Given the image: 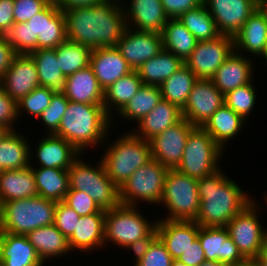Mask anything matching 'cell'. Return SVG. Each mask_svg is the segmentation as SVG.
<instances>
[{
    "label": "cell",
    "mask_w": 267,
    "mask_h": 266,
    "mask_svg": "<svg viewBox=\"0 0 267 266\" xmlns=\"http://www.w3.org/2000/svg\"><path fill=\"white\" fill-rule=\"evenodd\" d=\"M197 41L212 40L220 36L216 23L204 3L177 18Z\"/></svg>",
    "instance_id": "60d3db41"
},
{
    "label": "cell",
    "mask_w": 267,
    "mask_h": 266,
    "mask_svg": "<svg viewBox=\"0 0 267 266\" xmlns=\"http://www.w3.org/2000/svg\"><path fill=\"white\" fill-rule=\"evenodd\" d=\"M17 53L8 43L4 35H0V80L4 73L10 68Z\"/></svg>",
    "instance_id": "11a10c76"
},
{
    "label": "cell",
    "mask_w": 267,
    "mask_h": 266,
    "mask_svg": "<svg viewBox=\"0 0 267 266\" xmlns=\"http://www.w3.org/2000/svg\"><path fill=\"white\" fill-rule=\"evenodd\" d=\"M161 2L169 19L179 18L188 10L203 4V0H161Z\"/></svg>",
    "instance_id": "f5cc1de1"
},
{
    "label": "cell",
    "mask_w": 267,
    "mask_h": 266,
    "mask_svg": "<svg viewBox=\"0 0 267 266\" xmlns=\"http://www.w3.org/2000/svg\"><path fill=\"white\" fill-rule=\"evenodd\" d=\"M143 83L136 70L121 77L104 91V109L111 118L112 128L117 114L125 104L138 92ZM112 113V114H111ZM115 113V114H114ZM114 119V120H113Z\"/></svg>",
    "instance_id": "836d02e7"
},
{
    "label": "cell",
    "mask_w": 267,
    "mask_h": 266,
    "mask_svg": "<svg viewBox=\"0 0 267 266\" xmlns=\"http://www.w3.org/2000/svg\"><path fill=\"white\" fill-rule=\"evenodd\" d=\"M195 128L185 118L150 140L152 159L168 169L180 164L188 135Z\"/></svg>",
    "instance_id": "5bb4252c"
},
{
    "label": "cell",
    "mask_w": 267,
    "mask_h": 266,
    "mask_svg": "<svg viewBox=\"0 0 267 266\" xmlns=\"http://www.w3.org/2000/svg\"><path fill=\"white\" fill-rule=\"evenodd\" d=\"M63 201L79 216L98 213L101 210L90 196L79 190H69Z\"/></svg>",
    "instance_id": "681fc988"
},
{
    "label": "cell",
    "mask_w": 267,
    "mask_h": 266,
    "mask_svg": "<svg viewBox=\"0 0 267 266\" xmlns=\"http://www.w3.org/2000/svg\"><path fill=\"white\" fill-rule=\"evenodd\" d=\"M32 31V52L56 48L67 40L65 15L53 1L27 21Z\"/></svg>",
    "instance_id": "4fadbf2b"
},
{
    "label": "cell",
    "mask_w": 267,
    "mask_h": 266,
    "mask_svg": "<svg viewBox=\"0 0 267 266\" xmlns=\"http://www.w3.org/2000/svg\"><path fill=\"white\" fill-rule=\"evenodd\" d=\"M17 119L19 120L17 102L0 87V125L10 131L18 130L15 128Z\"/></svg>",
    "instance_id": "f907efd6"
},
{
    "label": "cell",
    "mask_w": 267,
    "mask_h": 266,
    "mask_svg": "<svg viewBox=\"0 0 267 266\" xmlns=\"http://www.w3.org/2000/svg\"><path fill=\"white\" fill-rule=\"evenodd\" d=\"M80 216L64 201H58L55 209L54 225L68 239L76 229Z\"/></svg>",
    "instance_id": "c3c4849f"
},
{
    "label": "cell",
    "mask_w": 267,
    "mask_h": 266,
    "mask_svg": "<svg viewBox=\"0 0 267 266\" xmlns=\"http://www.w3.org/2000/svg\"><path fill=\"white\" fill-rule=\"evenodd\" d=\"M182 118V110L177 105L161 99L156 107L130 130L139 138L150 141Z\"/></svg>",
    "instance_id": "4316f807"
},
{
    "label": "cell",
    "mask_w": 267,
    "mask_h": 266,
    "mask_svg": "<svg viewBox=\"0 0 267 266\" xmlns=\"http://www.w3.org/2000/svg\"><path fill=\"white\" fill-rule=\"evenodd\" d=\"M257 203L254 198L225 226L229 237L246 260L255 259L267 247V228L259 218L262 211Z\"/></svg>",
    "instance_id": "8fae6325"
},
{
    "label": "cell",
    "mask_w": 267,
    "mask_h": 266,
    "mask_svg": "<svg viewBox=\"0 0 267 266\" xmlns=\"http://www.w3.org/2000/svg\"><path fill=\"white\" fill-rule=\"evenodd\" d=\"M224 104V95L211 79H198L182 110V117L195 127H202Z\"/></svg>",
    "instance_id": "9a60e30c"
},
{
    "label": "cell",
    "mask_w": 267,
    "mask_h": 266,
    "mask_svg": "<svg viewBox=\"0 0 267 266\" xmlns=\"http://www.w3.org/2000/svg\"><path fill=\"white\" fill-rule=\"evenodd\" d=\"M159 205H164L167 214L162 220L195 221L200 207L198 180L169 169L164 182ZM166 206V207H165Z\"/></svg>",
    "instance_id": "ba28073f"
},
{
    "label": "cell",
    "mask_w": 267,
    "mask_h": 266,
    "mask_svg": "<svg viewBox=\"0 0 267 266\" xmlns=\"http://www.w3.org/2000/svg\"><path fill=\"white\" fill-rule=\"evenodd\" d=\"M69 100L64 94H54L50 105L42 112L37 120H41L45 126L46 134H54L60 125L61 119L65 114Z\"/></svg>",
    "instance_id": "bcb514c9"
},
{
    "label": "cell",
    "mask_w": 267,
    "mask_h": 266,
    "mask_svg": "<svg viewBox=\"0 0 267 266\" xmlns=\"http://www.w3.org/2000/svg\"><path fill=\"white\" fill-rule=\"evenodd\" d=\"M39 86L37 68L29 54H17L0 80V87L16 102Z\"/></svg>",
    "instance_id": "ac0fdd59"
},
{
    "label": "cell",
    "mask_w": 267,
    "mask_h": 266,
    "mask_svg": "<svg viewBox=\"0 0 267 266\" xmlns=\"http://www.w3.org/2000/svg\"><path fill=\"white\" fill-rule=\"evenodd\" d=\"M161 34L163 48L184 62L195 49L197 43L195 36L177 18L168 19Z\"/></svg>",
    "instance_id": "74e56055"
},
{
    "label": "cell",
    "mask_w": 267,
    "mask_h": 266,
    "mask_svg": "<svg viewBox=\"0 0 267 266\" xmlns=\"http://www.w3.org/2000/svg\"><path fill=\"white\" fill-rule=\"evenodd\" d=\"M253 62L252 58L233 51L217 69L211 80L217 89L225 95L254 79V66L256 65Z\"/></svg>",
    "instance_id": "7402d4cb"
},
{
    "label": "cell",
    "mask_w": 267,
    "mask_h": 266,
    "mask_svg": "<svg viewBox=\"0 0 267 266\" xmlns=\"http://www.w3.org/2000/svg\"><path fill=\"white\" fill-rule=\"evenodd\" d=\"M141 215L136 206L120 204L106 210L104 220V248L109 243L132 252L141 248L154 235L157 218L153 221ZM152 221V222H151Z\"/></svg>",
    "instance_id": "277c9868"
},
{
    "label": "cell",
    "mask_w": 267,
    "mask_h": 266,
    "mask_svg": "<svg viewBox=\"0 0 267 266\" xmlns=\"http://www.w3.org/2000/svg\"><path fill=\"white\" fill-rule=\"evenodd\" d=\"M90 66L104 91L133 71L116 47L92 49Z\"/></svg>",
    "instance_id": "cb8c5ba5"
},
{
    "label": "cell",
    "mask_w": 267,
    "mask_h": 266,
    "mask_svg": "<svg viewBox=\"0 0 267 266\" xmlns=\"http://www.w3.org/2000/svg\"><path fill=\"white\" fill-rule=\"evenodd\" d=\"M38 196L32 167L0 172L1 204Z\"/></svg>",
    "instance_id": "1f68e13d"
},
{
    "label": "cell",
    "mask_w": 267,
    "mask_h": 266,
    "mask_svg": "<svg viewBox=\"0 0 267 266\" xmlns=\"http://www.w3.org/2000/svg\"><path fill=\"white\" fill-rule=\"evenodd\" d=\"M260 58H262V60L265 59V62H266V64H267V41H266V43H265V48H264L263 53H262V55L260 56ZM263 58H264V59H263Z\"/></svg>",
    "instance_id": "e7e4bbea"
},
{
    "label": "cell",
    "mask_w": 267,
    "mask_h": 266,
    "mask_svg": "<svg viewBox=\"0 0 267 266\" xmlns=\"http://www.w3.org/2000/svg\"><path fill=\"white\" fill-rule=\"evenodd\" d=\"M233 51V37L220 35L212 40L197 41L184 63L198 79H211Z\"/></svg>",
    "instance_id": "7c38bea8"
},
{
    "label": "cell",
    "mask_w": 267,
    "mask_h": 266,
    "mask_svg": "<svg viewBox=\"0 0 267 266\" xmlns=\"http://www.w3.org/2000/svg\"><path fill=\"white\" fill-rule=\"evenodd\" d=\"M221 35L234 37L257 9V0H203Z\"/></svg>",
    "instance_id": "e0dca14e"
},
{
    "label": "cell",
    "mask_w": 267,
    "mask_h": 266,
    "mask_svg": "<svg viewBox=\"0 0 267 266\" xmlns=\"http://www.w3.org/2000/svg\"><path fill=\"white\" fill-rule=\"evenodd\" d=\"M246 123L247 120H244L230 107L223 104L211 115L202 128L225 151L229 142L233 141L232 138H236L237 135L239 137L240 132H243L245 126H247Z\"/></svg>",
    "instance_id": "f546056e"
},
{
    "label": "cell",
    "mask_w": 267,
    "mask_h": 266,
    "mask_svg": "<svg viewBox=\"0 0 267 266\" xmlns=\"http://www.w3.org/2000/svg\"><path fill=\"white\" fill-rule=\"evenodd\" d=\"M198 238L206 261H220L229 266H236L246 260L229 237L226 227L199 226Z\"/></svg>",
    "instance_id": "ffe728a7"
},
{
    "label": "cell",
    "mask_w": 267,
    "mask_h": 266,
    "mask_svg": "<svg viewBox=\"0 0 267 266\" xmlns=\"http://www.w3.org/2000/svg\"><path fill=\"white\" fill-rule=\"evenodd\" d=\"M51 0H13L14 23H25L39 13Z\"/></svg>",
    "instance_id": "816d5d0a"
},
{
    "label": "cell",
    "mask_w": 267,
    "mask_h": 266,
    "mask_svg": "<svg viewBox=\"0 0 267 266\" xmlns=\"http://www.w3.org/2000/svg\"><path fill=\"white\" fill-rule=\"evenodd\" d=\"M197 80L186 65L182 66L160 85L162 99L182 109Z\"/></svg>",
    "instance_id": "ab89813d"
},
{
    "label": "cell",
    "mask_w": 267,
    "mask_h": 266,
    "mask_svg": "<svg viewBox=\"0 0 267 266\" xmlns=\"http://www.w3.org/2000/svg\"><path fill=\"white\" fill-rule=\"evenodd\" d=\"M60 70L65 77L90 65L92 49L77 42L66 40L55 48Z\"/></svg>",
    "instance_id": "b9f144b4"
},
{
    "label": "cell",
    "mask_w": 267,
    "mask_h": 266,
    "mask_svg": "<svg viewBox=\"0 0 267 266\" xmlns=\"http://www.w3.org/2000/svg\"><path fill=\"white\" fill-rule=\"evenodd\" d=\"M111 126V118L103 104H83L69 101L55 135L64 138L81 154L104 144Z\"/></svg>",
    "instance_id": "3957f363"
},
{
    "label": "cell",
    "mask_w": 267,
    "mask_h": 266,
    "mask_svg": "<svg viewBox=\"0 0 267 266\" xmlns=\"http://www.w3.org/2000/svg\"><path fill=\"white\" fill-rule=\"evenodd\" d=\"M34 161L30 166L35 178L38 196L56 202L63 201L69 191L68 170L58 168L35 167Z\"/></svg>",
    "instance_id": "8d00e7d4"
},
{
    "label": "cell",
    "mask_w": 267,
    "mask_h": 266,
    "mask_svg": "<svg viewBox=\"0 0 267 266\" xmlns=\"http://www.w3.org/2000/svg\"><path fill=\"white\" fill-rule=\"evenodd\" d=\"M168 168L154 159L137 169L119 188L120 203L139 207V203L159 205Z\"/></svg>",
    "instance_id": "30bf717a"
},
{
    "label": "cell",
    "mask_w": 267,
    "mask_h": 266,
    "mask_svg": "<svg viewBox=\"0 0 267 266\" xmlns=\"http://www.w3.org/2000/svg\"><path fill=\"white\" fill-rule=\"evenodd\" d=\"M236 266H258L256 261L254 259L245 260L241 264H238Z\"/></svg>",
    "instance_id": "6125c7cd"
},
{
    "label": "cell",
    "mask_w": 267,
    "mask_h": 266,
    "mask_svg": "<svg viewBox=\"0 0 267 266\" xmlns=\"http://www.w3.org/2000/svg\"><path fill=\"white\" fill-rule=\"evenodd\" d=\"M111 131L106 136L107 146L101 160L110 180L120 188L137 169L152 160L151 146L150 141L139 138L131 130L108 142Z\"/></svg>",
    "instance_id": "5b68a950"
},
{
    "label": "cell",
    "mask_w": 267,
    "mask_h": 266,
    "mask_svg": "<svg viewBox=\"0 0 267 266\" xmlns=\"http://www.w3.org/2000/svg\"><path fill=\"white\" fill-rule=\"evenodd\" d=\"M4 36L17 54L32 52V31L27 22L14 23Z\"/></svg>",
    "instance_id": "7dc6e473"
},
{
    "label": "cell",
    "mask_w": 267,
    "mask_h": 266,
    "mask_svg": "<svg viewBox=\"0 0 267 266\" xmlns=\"http://www.w3.org/2000/svg\"><path fill=\"white\" fill-rule=\"evenodd\" d=\"M27 237L44 264L72 252L68 239L54 224L37 228L31 231Z\"/></svg>",
    "instance_id": "d6a6232c"
},
{
    "label": "cell",
    "mask_w": 267,
    "mask_h": 266,
    "mask_svg": "<svg viewBox=\"0 0 267 266\" xmlns=\"http://www.w3.org/2000/svg\"><path fill=\"white\" fill-rule=\"evenodd\" d=\"M42 138L39 136L35 141L34 152L30 153V161L35 160L36 167L58 168L67 170L71 164L81 156V153L64 138L55 134H46Z\"/></svg>",
    "instance_id": "d6986e66"
},
{
    "label": "cell",
    "mask_w": 267,
    "mask_h": 266,
    "mask_svg": "<svg viewBox=\"0 0 267 266\" xmlns=\"http://www.w3.org/2000/svg\"><path fill=\"white\" fill-rule=\"evenodd\" d=\"M155 235L162 241L172 259H178L198 238L199 225L195 221L157 219Z\"/></svg>",
    "instance_id": "603a6c76"
},
{
    "label": "cell",
    "mask_w": 267,
    "mask_h": 266,
    "mask_svg": "<svg viewBox=\"0 0 267 266\" xmlns=\"http://www.w3.org/2000/svg\"><path fill=\"white\" fill-rule=\"evenodd\" d=\"M224 153L202 127H195L188 135L182 160L176 170L191 178L201 179L221 168L219 165Z\"/></svg>",
    "instance_id": "9c48e42d"
},
{
    "label": "cell",
    "mask_w": 267,
    "mask_h": 266,
    "mask_svg": "<svg viewBox=\"0 0 267 266\" xmlns=\"http://www.w3.org/2000/svg\"><path fill=\"white\" fill-rule=\"evenodd\" d=\"M83 160L82 154L67 169L69 190H79L90 196L104 210L118 207L119 188L110 180L102 160L95 166Z\"/></svg>",
    "instance_id": "52a82bcc"
},
{
    "label": "cell",
    "mask_w": 267,
    "mask_h": 266,
    "mask_svg": "<svg viewBox=\"0 0 267 266\" xmlns=\"http://www.w3.org/2000/svg\"><path fill=\"white\" fill-rule=\"evenodd\" d=\"M106 210L80 216L74 233L68 238L71 251L90 253L95 249L104 248V220Z\"/></svg>",
    "instance_id": "d4e9b609"
},
{
    "label": "cell",
    "mask_w": 267,
    "mask_h": 266,
    "mask_svg": "<svg viewBox=\"0 0 267 266\" xmlns=\"http://www.w3.org/2000/svg\"><path fill=\"white\" fill-rule=\"evenodd\" d=\"M104 0H53L54 4L62 11L77 7H91Z\"/></svg>",
    "instance_id": "6f0895ef"
},
{
    "label": "cell",
    "mask_w": 267,
    "mask_h": 266,
    "mask_svg": "<svg viewBox=\"0 0 267 266\" xmlns=\"http://www.w3.org/2000/svg\"><path fill=\"white\" fill-rule=\"evenodd\" d=\"M222 170L198 179L200 207L195 222L201 227H225L255 198Z\"/></svg>",
    "instance_id": "7a4b0ae2"
},
{
    "label": "cell",
    "mask_w": 267,
    "mask_h": 266,
    "mask_svg": "<svg viewBox=\"0 0 267 266\" xmlns=\"http://www.w3.org/2000/svg\"><path fill=\"white\" fill-rule=\"evenodd\" d=\"M178 260L186 266H198L200 263L206 261L204 250L201 247L199 238L190 244Z\"/></svg>",
    "instance_id": "db71d44e"
},
{
    "label": "cell",
    "mask_w": 267,
    "mask_h": 266,
    "mask_svg": "<svg viewBox=\"0 0 267 266\" xmlns=\"http://www.w3.org/2000/svg\"><path fill=\"white\" fill-rule=\"evenodd\" d=\"M64 95L72 102L83 104L104 103V90L101 88L90 65L66 77Z\"/></svg>",
    "instance_id": "83f0119b"
},
{
    "label": "cell",
    "mask_w": 267,
    "mask_h": 266,
    "mask_svg": "<svg viewBox=\"0 0 267 266\" xmlns=\"http://www.w3.org/2000/svg\"><path fill=\"white\" fill-rule=\"evenodd\" d=\"M0 262L4 266H45L27 235L0 231Z\"/></svg>",
    "instance_id": "484cf974"
},
{
    "label": "cell",
    "mask_w": 267,
    "mask_h": 266,
    "mask_svg": "<svg viewBox=\"0 0 267 266\" xmlns=\"http://www.w3.org/2000/svg\"><path fill=\"white\" fill-rule=\"evenodd\" d=\"M14 130L0 140V172L20 170L30 166V153L33 147L29 137ZM31 145V146H30Z\"/></svg>",
    "instance_id": "4dcf8cb0"
},
{
    "label": "cell",
    "mask_w": 267,
    "mask_h": 266,
    "mask_svg": "<svg viewBox=\"0 0 267 266\" xmlns=\"http://www.w3.org/2000/svg\"><path fill=\"white\" fill-rule=\"evenodd\" d=\"M13 0H0V35H5L14 24Z\"/></svg>",
    "instance_id": "9f6ffc18"
},
{
    "label": "cell",
    "mask_w": 267,
    "mask_h": 266,
    "mask_svg": "<svg viewBox=\"0 0 267 266\" xmlns=\"http://www.w3.org/2000/svg\"><path fill=\"white\" fill-rule=\"evenodd\" d=\"M162 99L160 86L142 85L138 92L117 113L120 120L135 123L148 115Z\"/></svg>",
    "instance_id": "f35d334b"
},
{
    "label": "cell",
    "mask_w": 267,
    "mask_h": 266,
    "mask_svg": "<svg viewBox=\"0 0 267 266\" xmlns=\"http://www.w3.org/2000/svg\"><path fill=\"white\" fill-rule=\"evenodd\" d=\"M116 48L132 70H137L164 49L162 34L126 27Z\"/></svg>",
    "instance_id": "2e32d148"
},
{
    "label": "cell",
    "mask_w": 267,
    "mask_h": 266,
    "mask_svg": "<svg viewBox=\"0 0 267 266\" xmlns=\"http://www.w3.org/2000/svg\"><path fill=\"white\" fill-rule=\"evenodd\" d=\"M253 81L254 79L250 83L237 87L224 95V104L244 120L248 119L249 115H252V111L257 104L258 92Z\"/></svg>",
    "instance_id": "ee69618b"
},
{
    "label": "cell",
    "mask_w": 267,
    "mask_h": 266,
    "mask_svg": "<svg viewBox=\"0 0 267 266\" xmlns=\"http://www.w3.org/2000/svg\"><path fill=\"white\" fill-rule=\"evenodd\" d=\"M184 65L185 63L181 58L162 49L155 57L144 62L136 71L143 85L160 86Z\"/></svg>",
    "instance_id": "d590c367"
},
{
    "label": "cell",
    "mask_w": 267,
    "mask_h": 266,
    "mask_svg": "<svg viewBox=\"0 0 267 266\" xmlns=\"http://www.w3.org/2000/svg\"><path fill=\"white\" fill-rule=\"evenodd\" d=\"M257 10L267 21V0H257Z\"/></svg>",
    "instance_id": "680465c9"
},
{
    "label": "cell",
    "mask_w": 267,
    "mask_h": 266,
    "mask_svg": "<svg viewBox=\"0 0 267 266\" xmlns=\"http://www.w3.org/2000/svg\"><path fill=\"white\" fill-rule=\"evenodd\" d=\"M233 39L235 52L259 58L267 41V21L256 9Z\"/></svg>",
    "instance_id": "f1b7e54d"
},
{
    "label": "cell",
    "mask_w": 267,
    "mask_h": 266,
    "mask_svg": "<svg viewBox=\"0 0 267 266\" xmlns=\"http://www.w3.org/2000/svg\"><path fill=\"white\" fill-rule=\"evenodd\" d=\"M171 266H186L184 263L180 262L178 259H173Z\"/></svg>",
    "instance_id": "03108f58"
},
{
    "label": "cell",
    "mask_w": 267,
    "mask_h": 266,
    "mask_svg": "<svg viewBox=\"0 0 267 266\" xmlns=\"http://www.w3.org/2000/svg\"><path fill=\"white\" fill-rule=\"evenodd\" d=\"M9 129L4 125H0V140L9 133Z\"/></svg>",
    "instance_id": "be15d7a7"
},
{
    "label": "cell",
    "mask_w": 267,
    "mask_h": 266,
    "mask_svg": "<svg viewBox=\"0 0 267 266\" xmlns=\"http://www.w3.org/2000/svg\"><path fill=\"white\" fill-rule=\"evenodd\" d=\"M198 266H229V265L222 263L220 261H204L203 263H200Z\"/></svg>",
    "instance_id": "94428289"
},
{
    "label": "cell",
    "mask_w": 267,
    "mask_h": 266,
    "mask_svg": "<svg viewBox=\"0 0 267 266\" xmlns=\"http://www.w3.org/2000/svg\"><path fill=\"white\" fill-rule=\"evenodd\" d=\"M67 40L91 49L116 47L127 27L120 0L63 11Z\"/></svg>",
    "instance_id": "6da1fadb"
},
{
    "label": "cell",
    "mask_w": 267,
    "mask_h": 266,
    "mask_svg": "<svg viewBox=\"0 0 267 266\" xmlns=\"http://www.w3.org/2000/svg\"><path fill=\"white\" fill-rule=\"evenodd\" d=\"M267 193H264V202L266 203V205H267V195H266ZM266 199V200H265Z\"/></svg>",
    "instance_id": "a7ac6f4b"
},
{
    "label": "cell",
    "mask_w": 267,
    "mask_h": 266,
    "mask_svg": "<svg viewBox=\"0 0 267 266\" xmlns=\"http://www.w3.org/2000/svg\"><path fill=\"white\" fill-rule=\"evenodd\" d=\"M133 253L135 259L133 266H171L173 260L156 235Z\"/></svg>",
    "instance_id": "7bdbcfd3"
},
{
    "label": "cell",
    "mask_w": 267,
    "mask_h": 266,
    "mask_svg": "<svg viewBox=\"0 0 267 266\" xmlns=\"http://www.w3.org/2000/svg\"><path fill=\"white\" fill-rule=\"evenodd\" d=\"M52 93L47 87H37L32 90L27 96L17 102L18 118L22 116V111L33 119L39 118L42 112L50 105ZM20 116V117H19Z\"/></svg>",
    "instance_id": "f6af8a7d"
},
{
    "label": "cell",
    "mask_w": 267,
    "mask_h": 266,
    "mask_svg": "<svg viewBox=\"0 0 267 266\" xmlns=\"http://www.w3.org/2000/svg\"><path fill=\"white\" fill-rule=\"evenodd\" d=\"M1 219H2V204L0 201V225H1Z\"/></svg>",
    "instance_id": "003e7915"
},
{
    "label": "cell",
    "mask_w": 267,
    "mask_h": 266,
    "mask_svg": "<svg viewBox=\"0 0 267 266\" xmlns=\"http://www.w3.org/2000/svg\"><path fill=\"white\" fill-rule=\"evenodd\" d=\"M56 206V201L41 196L5 202L0 231L28 235L37 228L54 224Z\"/></svg>",
    "instance_id": "8992f818"
},
{
    "label": "cell",
    "mask_w": 267,
    "mask_h": 266,
    "mask_svg": "<svg viewBox=\"0 0 267 266\" xmlns=\"http://www.w3.org/2000/svg\"><path fill=\"white\" fill-rule=\"evenodd\" d=\"M120 1L127 27L141 31L163 32L169 18L164 12L161 0H128L127 5L124 0Z\"/></svg>",
    "instance_id": "44dd1931"
},
{
    "label": "cell",
    "mask_w": 267,
    "mask_h": 266,
    "mask_svg": "<svg viewBox=\"0 0 267 266\" xmlns=\"http://www.w3.org/2000/svg\"><path fill=\"white\" fill-rule=\"evenodd\" d=\"M29 55L36 65L40 86L54 94H64L66 77L60 70L55 48L37 49Z\"/></svg>",
    "instance_id": "e575fe53"
},
{
    "label": "cell",
    "mask_w": 267,
    "mask_h": 266,
    "mask_svg": "<svg viewBox=\"0 0 267 266\" xmlns=\"http://www.w3.org/2000/svg\"><path fill=\"white\" fill-rule=\"evenodd\" d=\"M254 260L258 266H267V247Z\"/></svg>",
    "instance_id": "91938a15"
}]
</instances>
